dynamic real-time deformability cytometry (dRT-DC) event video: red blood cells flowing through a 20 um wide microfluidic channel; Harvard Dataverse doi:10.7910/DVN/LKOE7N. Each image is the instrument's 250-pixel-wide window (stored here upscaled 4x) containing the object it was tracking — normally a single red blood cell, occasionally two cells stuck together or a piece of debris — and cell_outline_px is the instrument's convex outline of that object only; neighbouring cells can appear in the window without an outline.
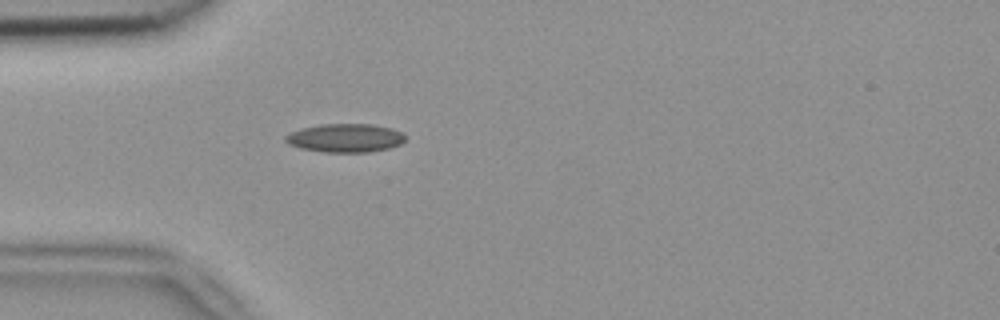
{"species": "common noctule bat (a hibernating species)", "species_latin": "Nyctalus noctula", "temperature_condition": "room temperature", "stored_images_in_passage": 1, "camera_frame_rate_fps": 3000, "um_per_image_px": 0.085, "animal": {"sex": "female", "body_mass_g": 18.4}, "frame": {"image": 1, "passage_image": 1, "time_ms": 0.0, "image_size_px": [1000, 320], "cell_outline_px": [[404, 140], [400, 144], [388, 148], [368, 152], [324, 152], [300, 148], [288, 144], [284, 140], [284, 136], [300, 128], [320, 124], [372, 124], [392, 128], [400, 132], [404, 136]], "centroid_in_image_um": [29.3, 11.72], "position_along_channel_um": 55.7, "area_um2": 19.88}}